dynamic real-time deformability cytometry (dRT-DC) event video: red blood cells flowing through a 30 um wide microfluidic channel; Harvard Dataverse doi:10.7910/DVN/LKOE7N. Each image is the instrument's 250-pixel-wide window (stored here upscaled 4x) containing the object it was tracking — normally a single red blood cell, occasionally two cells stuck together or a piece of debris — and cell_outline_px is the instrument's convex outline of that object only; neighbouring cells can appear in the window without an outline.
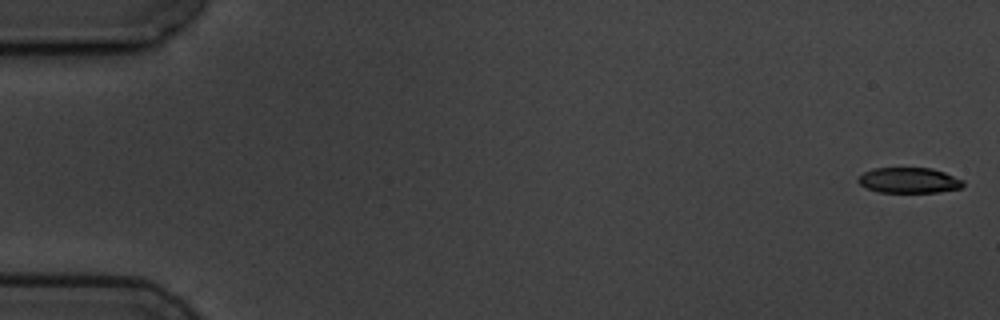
{"species": "common noctule bat (a hibernating species)", "species_latin": "Nyctalus noctula", "temperature_condition": "cold", "stored_images_in_passage": 9, "camera_frame_rate_fps": 3000, "um_per_image_px": 0.085, "animal": {"sex": "male", "body_mass_g": 19.5, "forearm_length_mm": 54.6}, "frame": {"image": 1, "passage_image": 1, "time_ms": 0.0, "image_size_px": [1000, 320], "cell_outline_px": [[964, 184], [960, 188], [940, 192], [880, 192], [868, 188], [860, 184], [856, 180], [864, 172], [872, 168], [932, 168], [944, 172], [964, 180]], "centroid_in_image_um": [77.28, 15.32], "position_along_channel_um": 7.7, "area_um2": 15.55}}
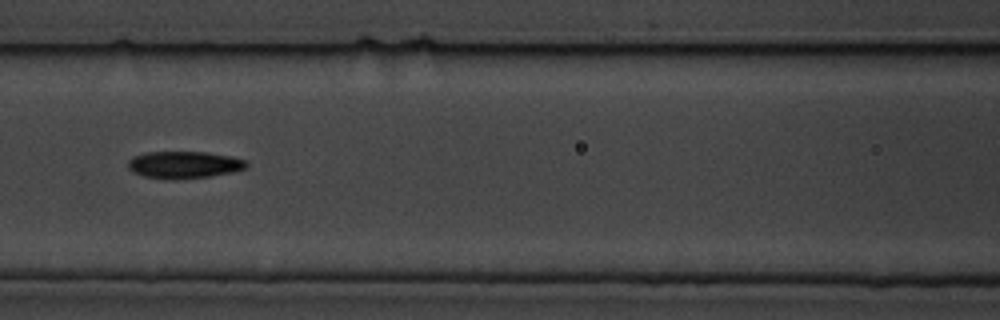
{"frame": {"image": 2, "passage_image": 8, "time_ms": 8.0, "image_size_px": [1000, 320], "cell_outline_px": [[248, 164], [244, 168], [232, 172], [208, 176], [176, 180], [168, 180], [144, 176], [132, 172], [128, 168], [128, 160], [132, 156], [148, 152], [208, 152], [232, 156], [248, 160]], "centroid_in_image_um": [15.63, 14.0], "position_along_channel_um": 151.0, "area_um2": 18.9}}
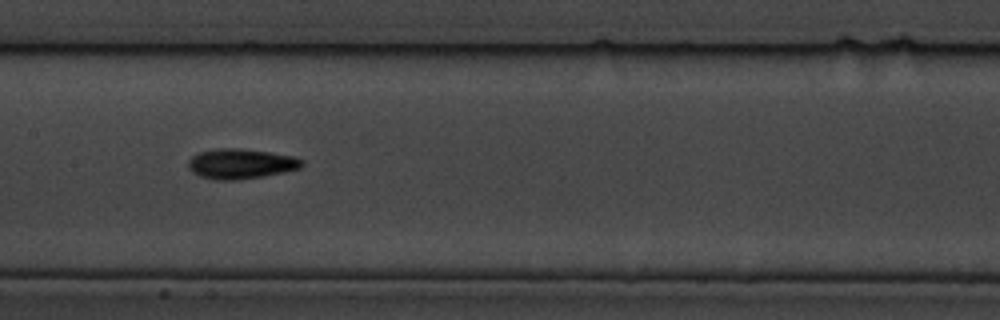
{"frame": {"image": 3, "passage_image": 9, "time_ms": 9.0, "image_size_px": [1000, 320], "cell_outline_px": [[304, 164], [300, 168], [284, 172], [264, 176], [236, 180], [212, 180], [200, 176], [192, 172], [188, 168], [188, 160], [192, 156], [200, 152], [220, 148], [240, 148], [296, 156], [304, 160]], "centroid_in_image_um": [20.48, 13.92], "position_along_channel_um": 186.9, "area_um2": 20.06}}